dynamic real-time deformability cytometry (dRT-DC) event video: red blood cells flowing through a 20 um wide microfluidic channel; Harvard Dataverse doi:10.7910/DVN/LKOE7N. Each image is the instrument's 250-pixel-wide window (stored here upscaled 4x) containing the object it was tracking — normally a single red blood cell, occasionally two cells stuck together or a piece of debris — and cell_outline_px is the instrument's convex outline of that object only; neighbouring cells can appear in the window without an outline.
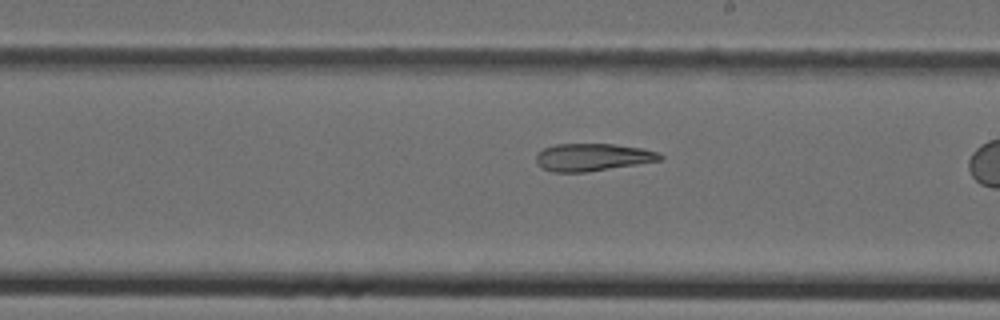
{"species": "Egyptian fruit bat (a non-hibernating species)", "species_latin": "Rousettus aegyptiacus", "temperature_condition": "cold", "stored_images_in_passage": 21, "camera_frame_rate_fps": 3000, "um_per_image_px": 0.085, "animal": {"sex": "female"}, "frame": {"image": 1, "passage_image": 12, "time_ms": 3.667, "image_size_px": [1000, 320], "cell_outline_px": [[664, 160], [588, 172], [552, 172], [544, 168], [536, 160], [536, 156], [544, 148], [556, 144], [612, 144], [640, 148], [660, 152], [664, 156]], "centroid_in_image_um": [50.44, 13.37], "position_along_channel_um": 238.6, "area_um2": 19.83}}
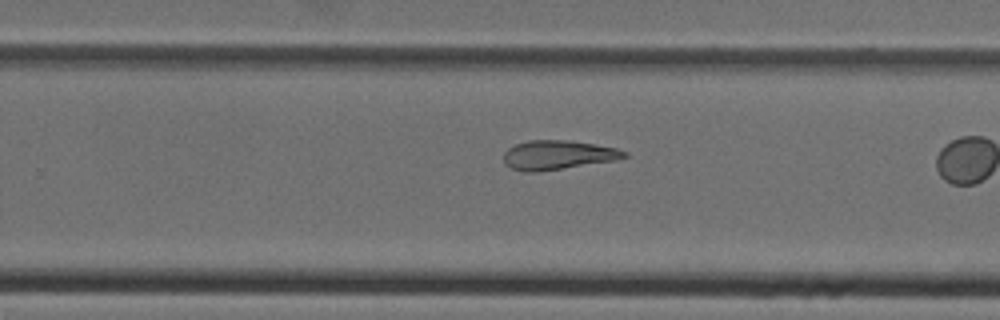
{"frame": {"image": 2, "passage_image": 15, "time_ms": 4.667, "image_size_px": [1000, 320], "cell_outline_px": [[628, 156], [616, 160], [540, 172], [524, 172], [512, 168], [504, 164], [504, 152], [508, 148], [516, 144], [528, 140], [568, 140], [596, 144], [616, 148], [628, 152]], "centroid_in_image_um": [47.41, 13.18], "position_along_channel_um": 282.4, "area_um2": 20.69}}